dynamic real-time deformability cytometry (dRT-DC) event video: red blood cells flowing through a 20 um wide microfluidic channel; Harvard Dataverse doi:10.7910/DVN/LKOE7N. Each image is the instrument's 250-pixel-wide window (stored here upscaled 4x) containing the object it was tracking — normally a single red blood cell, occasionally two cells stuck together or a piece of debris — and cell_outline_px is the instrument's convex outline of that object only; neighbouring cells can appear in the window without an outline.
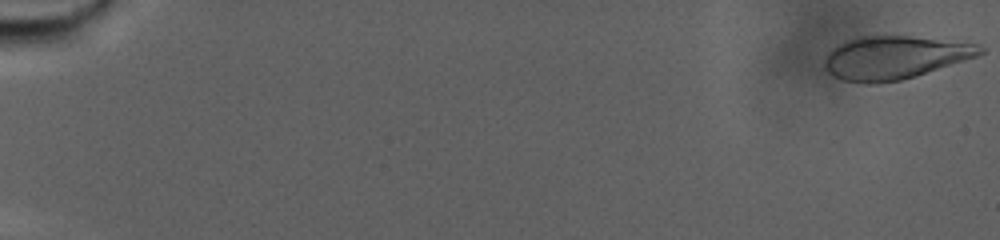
{"species": "human", "species_latin": "Homo sapiens", "temperature_condition": "warm", "stored_images_in_passage": 90, "camera_frame_rate_fps": 3000, "um_per_image_px": 0.085, "donor": {"sex": "male"}, "frame": {"image": 1, "passage_image": 1, "time_ms": 0.0, "image_size_px": [1000, 240], "cell_outline_px": [[984, 52], [976, 56], [916, 76], [900, 80], [876, 84], [864, 84], [844, 80], [828, 72], [824, 68], [824, 56], [832, 48], [848, 40], [860, 36], [908, 36], [976, 44], [984, 48]], "centroid_in_image_um": [75.98, 4.9], "position_along_channel_um": 9.0, "area_um2": 38.73}}
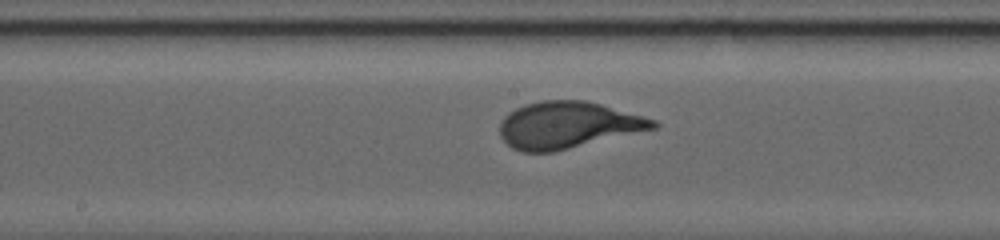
{"frame": {"image": 2, "passage_image": 51, "time_ms": 16.667, "image_size_px": [1000, 240], "cell_outline_px": [[660, 124], [656, 128], [552, 152], [524, 152], [512, 148], [500, 136], [500, 124], [504, 116], [508, 112], [524, 104], [540, 100], [588, 100], [656, 120]], "centroid_in_image_um": [48.24, 10.61], "position_along_channel_um": 200.0, "area_um2": 41.62}}
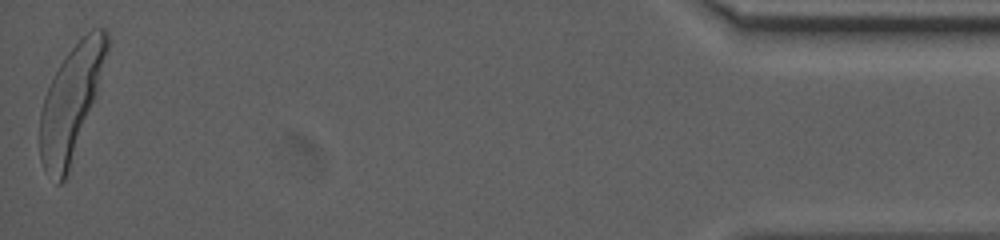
{"frame": {"image": 3, "passage_image": 90, "time_ms": 29.667, "image_size_px": [1000, 240], "cell_outline_px": [[108, 48], [96, 92], [68, 172], [64, 180], [60, 184], [56, 184], [44, 168], [40, 160], [40, 112], [44, 96], [60, 64], [68, 52], [92, 28], [104, 28], [108, 32]], "centroid_in_image_um": [6.0, 8.71], "position_along_channel_um": 429.2, "area_um2": 42.6}, "authors_computed_cell_mechanics": {"area_um2": 40.1421, "velocity_mm_per_s": 2.3713, "shape_relaxation_time_tau1_ms": 4.2912, "shape_relaxation_time_tau2_ms": null, "deformation_change_tau1": 0.2059, "deformation_change_tau2": null}}